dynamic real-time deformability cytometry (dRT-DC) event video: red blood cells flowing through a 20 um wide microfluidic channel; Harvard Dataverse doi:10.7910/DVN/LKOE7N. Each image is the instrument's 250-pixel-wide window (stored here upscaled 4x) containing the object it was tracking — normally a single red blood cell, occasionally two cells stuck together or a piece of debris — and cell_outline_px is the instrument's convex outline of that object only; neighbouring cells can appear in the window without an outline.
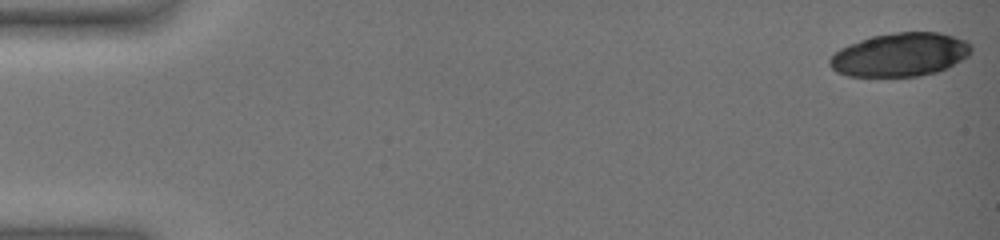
{"species": "common noctule bat (a hibernating species)", "species_latin": "Nyctalus noctula", "temperature_condition": "warm", "stored_images_in_passage": 17, "camera_frame_rate_fps": 3000, "um_per_image_px": 0.085, "animal": {"sex": "female", "body_mass_g": 19.0, "forearm_length_mm": 51.5}, "frame": {"image": 1, "passage_image": 1, "time_ms": 0.0, "image_size_px": [1000, 240], "cell_outline_px": [[972, 52], [968, 56], [948, 68], [936, 72], [920, 76], [848, 76], [836, 72], [828, 64], [828, 60], [840, 48], [848, 44], [872, 36], [896, 32], [940, 32], [968, 40], [972, 44]], "centroid_in_image_um": [76.54, 4.64], "position_along_channel_um": 8.5, "area_um2": 36.18}}